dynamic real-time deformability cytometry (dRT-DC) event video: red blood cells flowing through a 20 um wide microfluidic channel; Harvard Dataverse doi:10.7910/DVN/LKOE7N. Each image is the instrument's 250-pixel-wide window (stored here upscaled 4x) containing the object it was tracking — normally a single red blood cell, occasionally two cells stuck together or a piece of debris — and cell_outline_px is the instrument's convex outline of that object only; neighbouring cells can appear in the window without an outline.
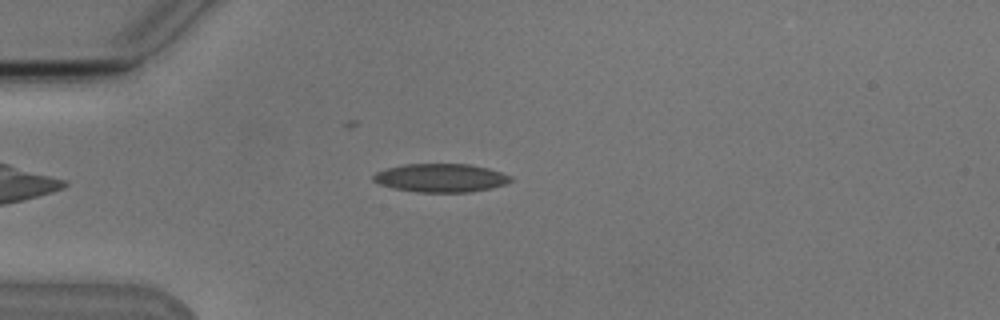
{"species": "Egyptian fruit bat (a non-hibernating species)", "species_latin": "Rousettus aegyptiacus", "temperature_condition": "cold", "stored_images_in_passage": 41, "camera_frame_rate_fps": 3000, "um_per_image_px": 0.085, "animal": {"sex": "male"}, "frame": {"image": 1, "passage_image": 2, "time_ms": 0.333, "image_size_px": [1000, 320], "cell_outline_px": [[512, 180], [504, 184], [492, 188], [472, 192], [416, 192], [392, 188], [380, 184], [372, 180], [372, 176], [376, 172], [388, 168], [404, 164], [468, 164], [488, 168], [512, 176]], "centroid_in_image_um": [37.46, 15.12], "position_along_channel_um": 47.5, "area_um2": 22.77}}
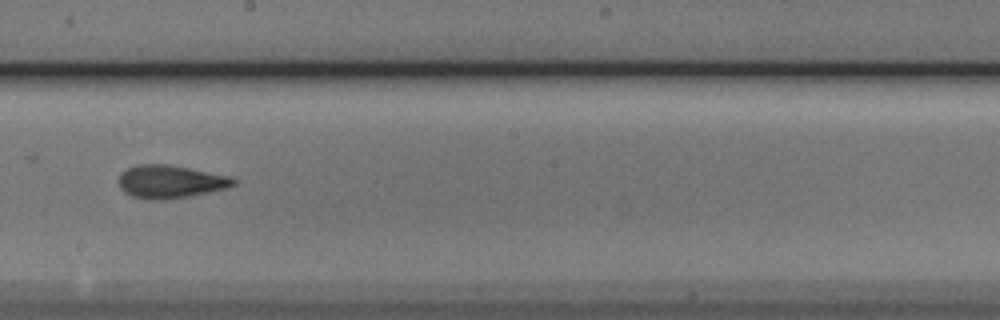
{"frame": {"image": 2, "passage_image": 18, "time_ms": 5.667, "image_size_px": [1000, 320], "cell_outline_px": [[240, 180], [236, 184], [228, 188], [168, 200], [148, 200], [132, 196], [124, 192], [120, 188], [116, 180], [120, 172], [128, 168], [140, 164], [168, 164], [228, 176]], "centroid_in_image_um": [14.44, 15.45], "position_along_channel_um": 233.8, "area_um2": 22.31}}
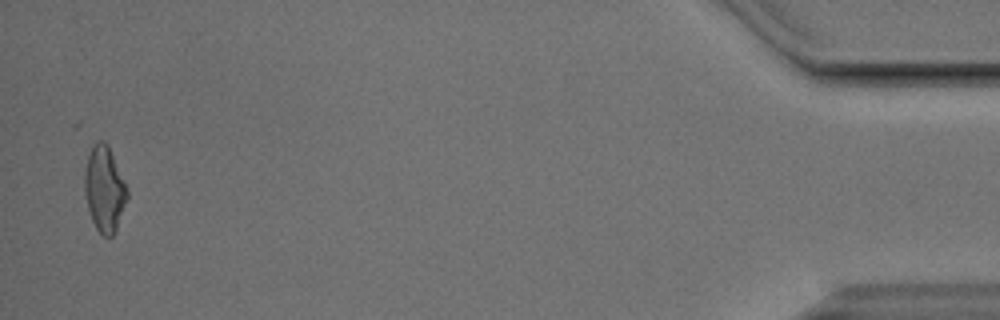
{"frame": {"image": 3, "passage_image": 40, "time_ms": 13.0, "image_size_px": [1000, 320], "cell_outline_px": [[128, 196], [116, 228], [112, 236], [104, 236], [96, 228], [92, 220], [88, 208], [84, 192], [84, 172], [88, 156], [96, 140], [104, 140], [108, 144], [128, 188]], "centroid_in_image_um": [8.87, 16.03], "position_along_channel_um": 426.3, "area_um2": 21.1}, "authors_computed_cell_mechanics": {"area_um2": 21.386, "velocity_mm_per_s": 3.829, "shape_relaxation_time_tau1_ms": 5.9841, "shape_relaxation_time_tau2_ms": 2.9789, "deformation_change_tau1": 0.1636, "deformation_change_tau2": 0.1126}}